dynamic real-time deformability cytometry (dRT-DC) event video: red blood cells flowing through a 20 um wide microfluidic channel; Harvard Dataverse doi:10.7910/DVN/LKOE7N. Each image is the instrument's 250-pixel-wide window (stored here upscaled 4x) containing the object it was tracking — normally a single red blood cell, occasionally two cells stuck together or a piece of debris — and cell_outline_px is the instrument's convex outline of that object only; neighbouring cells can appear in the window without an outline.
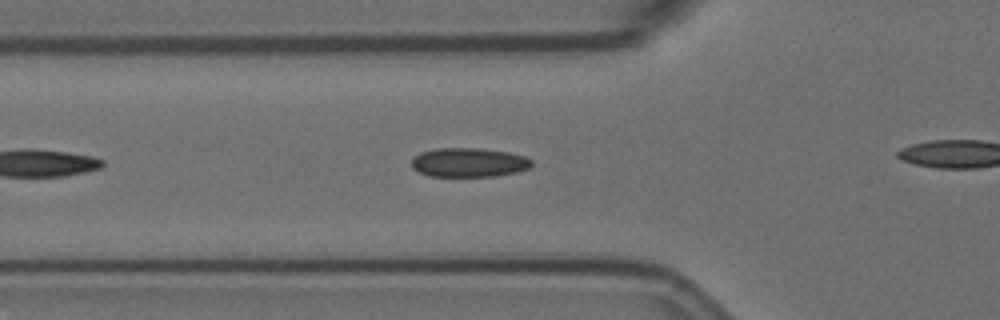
{"species": "Egyptian fruit bat (a non-hibernating species)", "species_latin": "Rousettus aegyptiacus", "temperature_condition": "room temperature", "stored_images_in_passage": 14, "camera_frame_rate_fps": 3000, "um_per_image_px": 0.085, "animal": {"sex": "female"}, "frame": {"image": 1, "passage_image": 7, "time_ms": 2.0, "image_size_px": [1000, 320], "cell_outline_px": [[532, 164], [528, 168], [516, 172], [496, 176], [428, 176], [416, 172], [412, 168], [412, 160], [420, 152], [436, 148], [480, 148], [508, 152], [524, 156], [532, 160]], "centroid_in_image_um": [39.82, 13.81], "position_along_channel_um": 86.0, "area_um2": 20.46}}
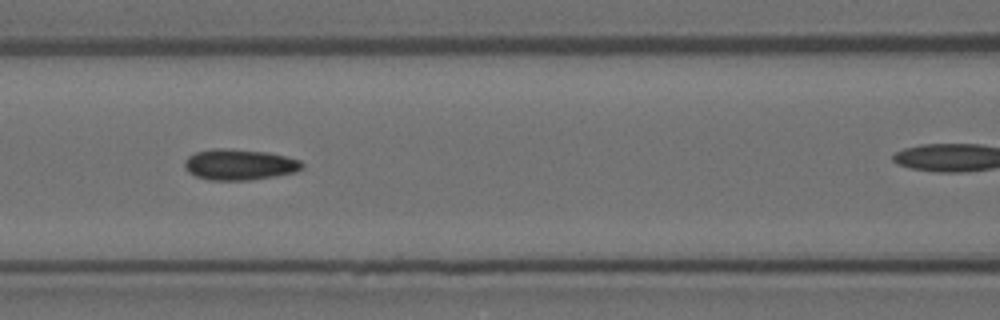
{"frame": {"image": 2, "passage_image": 12, "time_ms": 3.667, "image_size_px": [1000, 320], "cell_outline_px": [[304, 168], [296, 172], [276, 176], [248, 180], [208, 180], [196, 176], [188, 172], [184, 168], [184, 160], [188, 156], [196, 152], [212, 148], [228, 148], [268, 152], [300, 160], [304, 164]], "centroid_in_image_um": [20.34, 13.98], "position_along_channel_um": 146.3, "area_um2": 21.39}}